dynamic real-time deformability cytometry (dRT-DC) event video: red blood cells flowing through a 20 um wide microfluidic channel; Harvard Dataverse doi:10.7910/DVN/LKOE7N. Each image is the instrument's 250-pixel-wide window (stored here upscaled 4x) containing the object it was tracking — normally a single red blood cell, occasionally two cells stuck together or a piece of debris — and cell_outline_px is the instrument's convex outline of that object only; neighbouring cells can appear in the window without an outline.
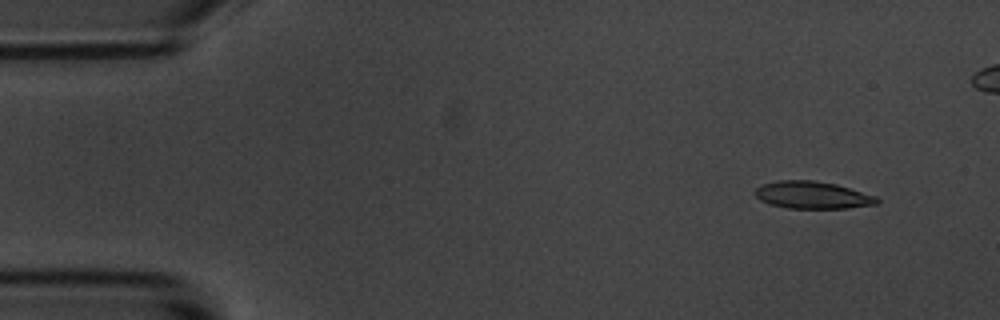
{"species": "common noctule bat (a hibernating species)", "species_latin": "Nyctalus noctula", "temperature_condition": "room temperature", "stored_images_in_passage": 6, "camera_frame_rate_fps": 3000, "um_per_image_px": 0.085, "animal": {"sex": "male", "body_mass_g": 20.1, "forearm_length_mm": 53.5}, "frame": {"image": 1, "passage_image": 2, "time_ms": 1.333, "image_size_px": [1000, 320], "cell_outline_px": [[880, 200], [876, 204], [848, 208], [788, 208], [768, 204], [760, 200], [752, 192], [760, 184], [776, 180], [812, 180], [836, 184], [876, 196]], "centroid_in_image_um": [69.0, 16.57], "position_along_channel_um": 16.0, "area_um2": 19.54}}